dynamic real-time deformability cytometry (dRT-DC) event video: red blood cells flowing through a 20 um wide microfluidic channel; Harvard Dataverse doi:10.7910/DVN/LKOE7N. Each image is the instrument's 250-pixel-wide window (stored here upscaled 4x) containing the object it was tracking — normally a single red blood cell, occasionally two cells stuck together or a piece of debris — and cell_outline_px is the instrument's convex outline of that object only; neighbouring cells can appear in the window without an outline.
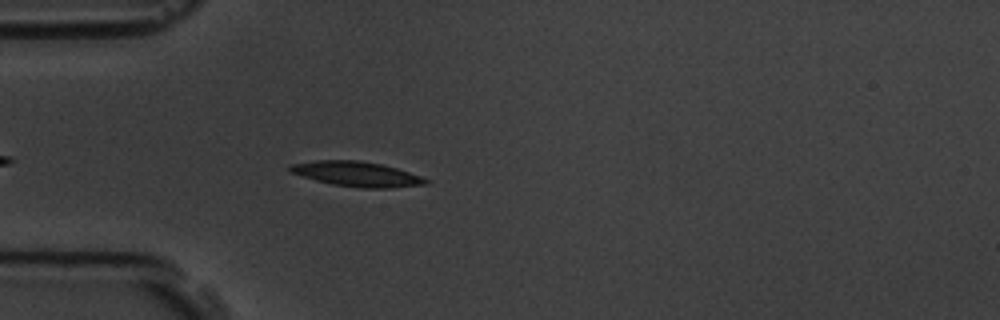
{"species": "common noctule bat (a hibernating species)", "species_latin": "Nyctalus noctula", "temperature_condition": "room temperature", "stored_images_in_passage": 4, "camera_frame_rate_fps": 3000, "um_per_image_px": 0.085, "animal": {"sex": "male", "body_mass_g": 19.5, "forearm_length_mm": 54.6}, "frame": {"image": 1, "passage_image": 4, "time_ms": 3.667, "image_size_px": [1000, 320], "cell_outline_px": [[428, 184], [388, 188], [360, 188], [332, 184], [316, 180], [288, 172], [288, 168], [292, 164], [316, 160], [360, 160], [384, 164], [420, 176], [428, 180]], "centroid_in_image_um": [30.3, 14.78], "position_along_channel_um": 54.7, "area_um2": 19.71}}